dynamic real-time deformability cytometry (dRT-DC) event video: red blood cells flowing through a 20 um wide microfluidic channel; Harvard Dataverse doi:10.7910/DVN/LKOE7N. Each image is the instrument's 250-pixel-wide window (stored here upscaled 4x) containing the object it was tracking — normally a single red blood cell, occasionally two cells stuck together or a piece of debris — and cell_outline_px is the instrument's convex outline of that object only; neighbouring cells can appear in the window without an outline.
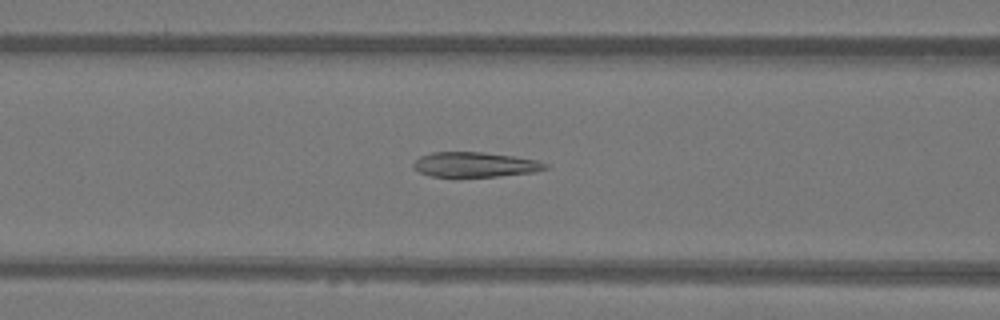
{"species": "Egyptian fruit bat (a non-hibernating species)", "species_latin": "Rousettus aegyptiacus", "temperature_condition": "warm", "stored_images_in_passage": 48, "camera_frame_rate_fps": 3000, "um_per_image_px": 0.085, "animal": {"sex": "female"}, "frame": {"image": 1, "passage_image": 19, "time_ms": 6.0, "image_size_px": [1000, 320], "cell_outline_px": [[548, 168], [532, 172], [500, 176], [432, 176], [420, 172], [412, 168], [412, 164], [420, 156], [432, 152], [484, 152], [512, 156], [536, 160], [548, 164]], "centroid_in_image_um": [40.35, 13.98], "position_along_channel_um": 126.2, "area_um2": 18.96}}
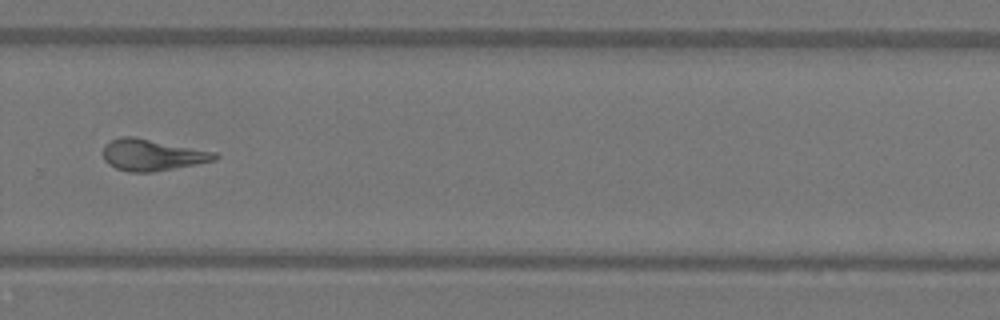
{"frame": {"image": 2, "passage_image": 33, "time_ms": 10.667, "image_size_px": [1000, 320], "cell_outline_px": [[220, 156], [216, 160], [152, 172], [128, 172], [116, 168], [108, 164], [104, 160], [104, 144], [120, 136], [132, 136], [216, 152]], "centroid_in_image_um": [12.92, 13.17], "position_along_channel_um": 316.9, "area_um2": 20.35}}
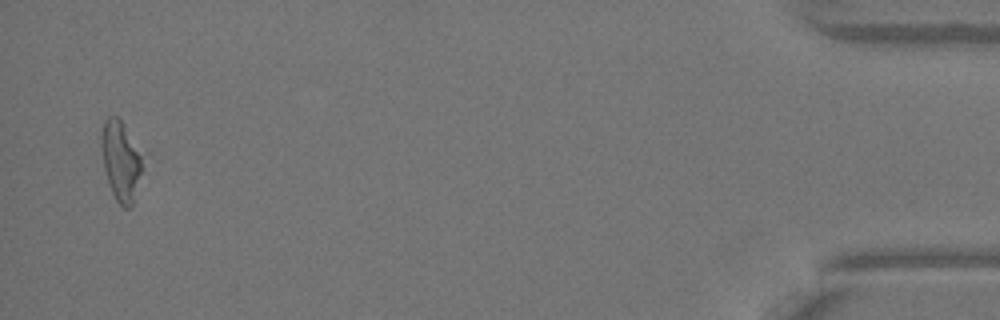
{"frame": {"image": 3, "passage_image": 47, "time_ms": 15.333, "image_size_px": [1000, 320], "cell_outline_px": [[140, 172], [132, 208], [124, 208], [116, 200], [112, 192], [104, 168], [100, 144], [100, 136], [104, 120], [108, 116], [116, 116], [124, 124], [140, 156]], "centroid_in_image_um": [10.2, 13.66], "position_along_channel_um": 425.0, "area_um2": 18.44}, "authors_computed_cell_mechanics": {"area_um2": 20.519, "velocity_mm_per_s": 4.1027, "shape_relaxation_time_tau1_ms": null, "shape_relaxation_time_tau2_ms": 2.1335, "deformation_change_tau1": null, "deformation_change_tau2": 0.1052}}